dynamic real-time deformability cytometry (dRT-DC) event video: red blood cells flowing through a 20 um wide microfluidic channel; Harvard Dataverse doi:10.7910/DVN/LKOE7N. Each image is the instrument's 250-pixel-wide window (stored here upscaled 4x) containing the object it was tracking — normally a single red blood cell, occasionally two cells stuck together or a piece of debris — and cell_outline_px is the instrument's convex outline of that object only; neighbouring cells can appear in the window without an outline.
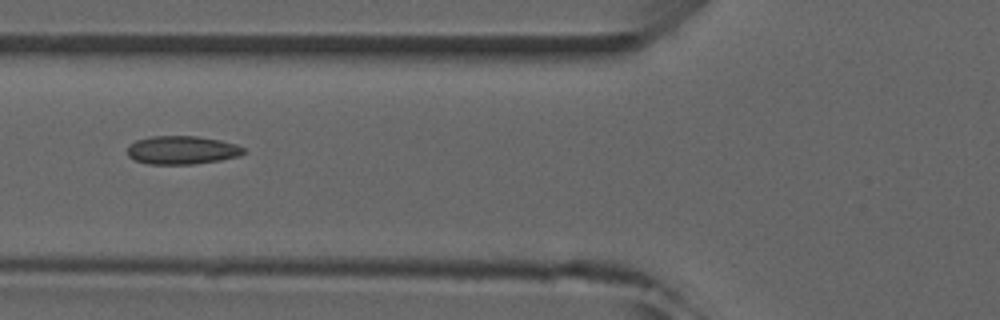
{"species": "common noctule bat (a hibernating species)", "species_latin": "Nyctalus noctula", "temperature_condition": "room temperature", "stored_images_in_passage": 6, "camera_frame_rate_fps": 3000, "um_per_image_px": 0.085, "animal": {"sex": "male", "forearm_length_mm": 52.5}, "frame": {"image": 1, "passage_image": 6, "time_ms": 5.667, "image_size_px": [1000, 320], "cell_outline_px": [[244, 152], [240, 156], [220, 160], [196, 164], [148, 164], [136, 160], [128, 156], [128, 144], [136, 140], [152, 136], [196, 136], [220, 140], [236, 144], [244, 148]], "centroid_in_image_um": [15.46, 12.76], "position_along_channel_um": 110.3, "area_um2": 19.25}}